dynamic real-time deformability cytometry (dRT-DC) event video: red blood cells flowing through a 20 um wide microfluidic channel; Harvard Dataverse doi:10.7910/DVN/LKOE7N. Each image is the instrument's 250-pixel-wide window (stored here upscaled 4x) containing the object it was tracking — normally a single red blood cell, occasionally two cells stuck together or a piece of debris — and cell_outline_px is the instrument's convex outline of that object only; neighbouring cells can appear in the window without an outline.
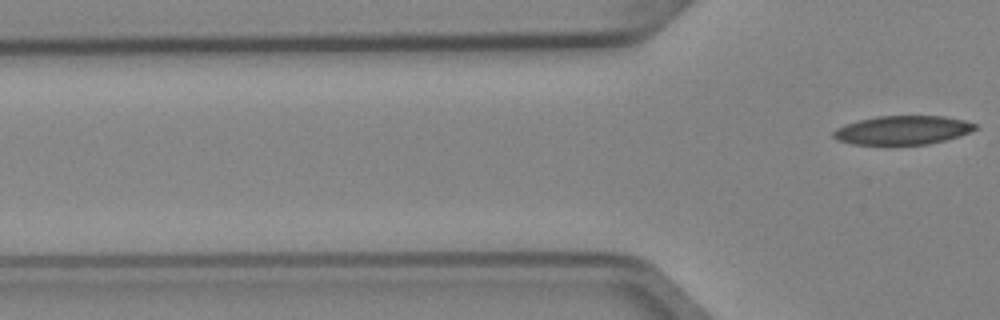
{"species": "Egyptian fruit bat (a non-hibernating species)", "species_latin": "Rousettus aegyptiacus", "temperature_condition": "cold", "stored_images_in_passage": 4, "camera_frame_rate_fps": 3000, "um_per_image_px": 0.085, "animal": {"sex": "female"}, "frame": {"image": 1, "passage_image": 4, "time_ms": 1.0, "image_size_px": [1000, 320], "cell_outline_px": [[976, 128], [960, 136], [928, 144], [852, 144], [836, 140], [832, 136], [832, 132], [836, 128], [844, 124], [876, 116], [944, 116], [964, 120], [976, 124]], "centroid_in_image_um": [76.68, 11.06], "position_along_channel_um": 49.1, "area_um2": 23.7}}